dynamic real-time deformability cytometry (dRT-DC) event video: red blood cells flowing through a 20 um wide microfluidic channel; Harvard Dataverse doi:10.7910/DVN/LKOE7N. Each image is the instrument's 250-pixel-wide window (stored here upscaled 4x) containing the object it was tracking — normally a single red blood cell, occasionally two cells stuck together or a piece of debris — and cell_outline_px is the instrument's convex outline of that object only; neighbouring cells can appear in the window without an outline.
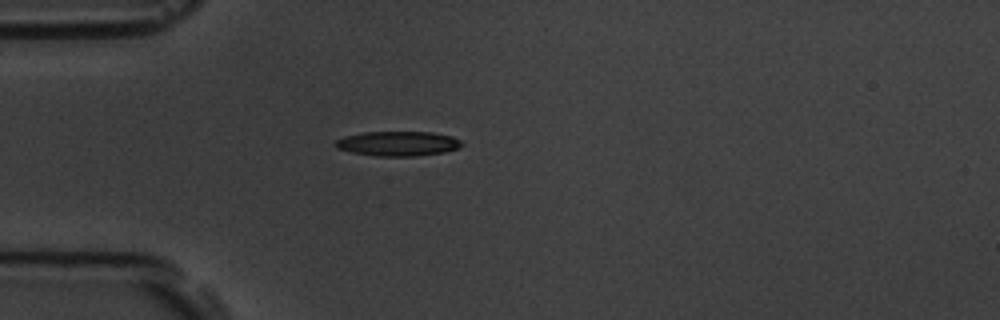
{"species": "common noctule bat (a hibernating species)", "species_latin": "Nyctalus noctula", "temperature_condition": "room temperature", "stored_images_in_passage": 1, "camera_frame_rate_fps": 3000, "um_per_image_px": 0.085, "animal": {"sex": "male", "body_mass_g": 19.5, "forearm_length_mm": 54.6}, "frame": {"image": 1, "passage_image": 1, "time_ms": 0.0, "image_size_px": [1000, 320], "cell_outline_px": [[464, 144], [460, 148], [444, 152], [416, 156], [376, 156], [352, 152], [336, 148], [332, 144], [336, 140], [344, 136], [364, 132], [432, 132], [452, 136], [460, 140]], "centroid_in_image_um": [33.82, 12.2], "position_along_channel_um": 51.2, "area_um2": 18.32}}